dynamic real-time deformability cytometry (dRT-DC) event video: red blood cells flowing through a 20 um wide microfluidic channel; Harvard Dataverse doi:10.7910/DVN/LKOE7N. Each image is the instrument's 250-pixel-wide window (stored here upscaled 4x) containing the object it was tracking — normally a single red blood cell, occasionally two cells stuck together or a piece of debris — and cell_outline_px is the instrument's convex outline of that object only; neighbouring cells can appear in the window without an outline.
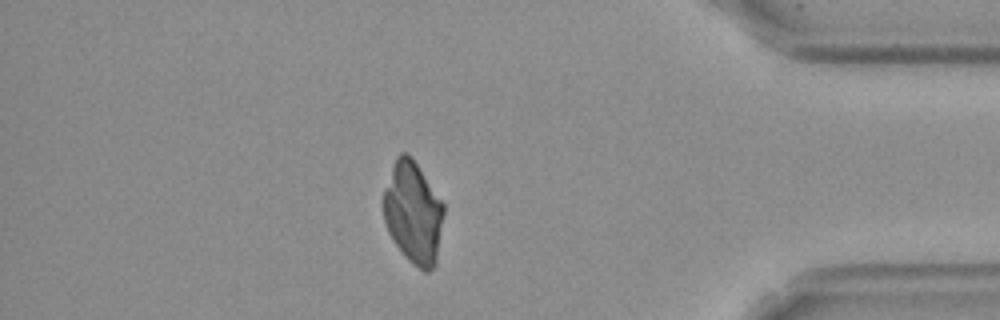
{"species": "Egyptian fruit bat (a non-hibernating species)", "species_latin": "Rousettus aegyptiacus", "temperature_condition": "cold", "stored_images_in_passage": 41, "camera_frame_rate_fps": 3000, "um_per_image_px": 0.085, "frame": {"image": 1, "passage_image": 34, "time_ms": 11.0, "image_size_px": [1000, 320], "cell_outline_px": [[444, 212], [436, 264], [428, 272], [424, 272], [412, 264], [404, 256], [392, 240], [388, 232], [384, 220], [380, 204], [380, 200], [384, 188], [396, 156], [400, 152], [408, 152], [412, 156], [444, 204]], "centroid_in_image_um": [35.08, 18.07], "position_along_channel_um": 400.1, "area_um2": 36.53}}